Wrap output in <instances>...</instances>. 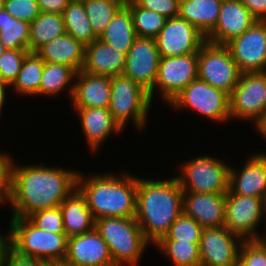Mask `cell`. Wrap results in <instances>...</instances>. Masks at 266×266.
<instances>
[{
	"label": "cell",
	"instance_id": "cell-1",
	"mask_svg": "<svg viewBox=\"0 0 266 266\" xmlns=\"http://www.w3.org/2000/svg\"><path fill=\"white\" fill-rule=\"evenodd\" d=\"M77 175V171L59 166H19L13 161L11 217L28 218L59 206L77 188Z\"/></svg>",
	"mask_w": 266,
	"mask_h": 266
},
{
	"label": "cell",
	"instance_id": "cell-2",
	"mask_svg": "<svg viewBox=\"0 0 266 266\" xmlns=\"http://www.w3.org/2000/svg\"><path fill=\"white\" fill-rule=\"evenodd\" d=\"M182 207L183 191L176 176L166 180L137 177L135 218L151 245L167 234Z\"/></svg>",
	"mask_w": 266,
	"mask_h": 266
},
{
	"label": "cell",
	"instance_id": "cell-3",
	"mask_svg": "<svg viewBox=\"0 0 266 266\" xmlns=\"http://www.w3.org/2000/svg\"><path fill=\"white\" fill-rule=\"evenodd\" d=\"M77 188L84 195L95 220L136 215L137 176L129 172L94 173L86 177L79 171Z\"/></svg>",
	"mask_w": 266,
	"mask_h": 266
},
{
	"label": "cell",
	"instance_id": "cell-4",
	"mask_svg": "<svg viewBox=\"0 0 266 266\" xmlns=\"http://www.w3.org/2000/svg\"><path fill=\"white\" fill-rule=\"evenodd\" d=\"M95 229L108 245L115 266H137L150 243L135 217H102Z\"/></svg>",
	"mask_w": 266,
	"mask_h": 266
},
{
	"label": "cell",
	"instance_id": "cell-5",
	"mask_svg": "<svg viewBox=\"0 0 266 266\" xmlns=\"http://www.w3.org/2000/svg\"><path fill=\"white\" fill-rule=\"evenodd\" d=\"M10 247L17 253L49 264L64 261L67 253L65 233H51L35 226L28 218L11 217Z\"/></svg>",
	"mask_w": 266,
	"mask_h": 266
},
{
	"label": "cell",
	"instance_id": "cell-6",
	"mask_svg": "<svg viewBox=\"0 0 266 266\" xmlns=\"http://www.w3.org/2000/svg\"><path fill=\"white\" fill-rule=\"evenodd\" d=\"M111 95L108 109L113 118L124 130L132 121L135 129H144L147 116L152 108L149 92L133 81L130 77L119 74L110 77Z\"/></svg>",
	"mask_w": 266,
	"mask_h": 266
},
{
	"label": "cell",
	"instance_id": "cell-7",
	"mask_svg": "<svg viewBox=\"0 0 266 266\" xmlns=\"http://www.w3.org/2000/svg\"><path fill=\"white\" fill-rule=\"evenodd\" d=\"M215 156H197L180 164L176 175L183 192L227 193L230 165Z\"/></svg>",
	"mask_w": 266,
	"mask_h": 266
},
{
	"label": "cell",
	"instance_id": "cell-8",
	"mask_svg": "<svg viewBox=\"0 0 266 266\" xmlns=\"http://www.w3.org/2000/svg\"><path fill=\"white\" fill-rule=\"evenodd\" d=\"M175 110L189 109L210 121H230V94L200 79L191 81L169 103Z\"/></svg>",
	"mask_w": 266,
	"mask_h": 266
},
{
	"label": "cell",
	"instance_id": "cell-9",
	"mask_svg": "<svg viewBox=\"0 0 266 266\" xmlns=\"http://www.w3.org/2000/svg\"><path fill=\"white\" fill-rule=\"evenodd\" d=\"M265 115L266 71L242 73L230 94V118L232 121L249 120L256 128Z\"/></svg>",
	"mask_w": 266,
	"mask_h": 266
},
{
	"label": "cell",
	"instance_id": "cell-10",
	"mask_svg": "<svg viewBox=\"0 0 266 266\" xmlns=\"http://www.w3.org/2000/svg\"><path fill=\"white\" fill-rule=\"evenodd\" d=\"M198 79L231 94L241 71L228 47L205 41L198 51Z\"/></svg>",
	"mask_w": 266,
	"mask_h": 266
},
{
	"label": "cell",
	"instance_id": "cell-11",
	"mask_svg": "<svg viewBox=\"0 0 266 266\" xmlns=\"http://www.w3.org/2000/svg\"><path fill=\"white\" fill-rule=\"evenodd\" d=\"M266 218L264 199L226 193L225 227L242 240H258V225Z\"/></svg>",
	"mask_w": 266,
	"mask_h": 266
},
{
	"label": "cell",
	"instance_id": "cell-12",
	"mask_svg": "<svg viewBox=\"0 0 266 266\" xmlns=\"http://www.w3.org/2000/svg\"><path fill=\"white\" fill-rule=\"evenodd\" d=\"M197 66L198 53L160 57L157 80L149 93L151 101L159 90L162 102L169 104L191 81L198 78Z\"/></svg>",
	"mask_w": 266,
	"mask_h": 266
},
{
	"label": "cell",
	"instance_id": "cell-13",
	"mask_svg": "<svg viewBox=\"0 0 266 266\" xmlns=\"http://www.w3.org/2000/svg\"><path fill=\"white\" fill-rule=\"evenodd\" d=\"M241 73L266 71V20L255 23L225 44Z\"/></svg>",
	"mask_w": 266,
	"mask_h": 266
},
{
	"label": "cell",
	"instance_id": "cell-14",
	"mask_svg": "<svg viewBox=\"0 0 266 266\" xmlns=\"http://www.w3.org/2000/svg\"><path fill=\"white\" fill-rule=\"evenodd\" d=\"M160 57H176L198 53L205 36L185 19L168 18L154 38Z\"/></svg>",
	"mask_w": 266,
	"mask_h": 266
},
{
	"label": "cell",
	"instance_id": "cell-15",
	"mask_svg": "<svg viewBox=\"0 0 266 266\" xmlns=\"http://www.w3.org/2000/svg\"><path fill=\"white\" fill-rule=\"evenodd\" d=\"M159 60L160 55L155 40L137 37L126 54L123 74L150 93L157 80Z\"/></svg>",
	"mask_w": 266,
	"mask_h": 266
},
{
	"label": "cell",
	"instance_id": "cell-16",
	"mask_svg": "<svg viewBox=\"0 0 266 266\" xmlns=\"http://www.w3.org/2000/svg\"><path fill=\"white\" fill-rule=\"evenodd\" d=\"M242 241L225 226L203 229L199 242L201 266H234Z\"/></svg>",
	"mask_w": 266,
	"mask_h": 266
},
{
	"label": "cell",
	"instance_id": "cell-17",
	"mask_svg": "<svg viewBox=\"0 0 266 266\" xmlns=\"http://www.w3.org/2000/svg\"><path fill=\"white\" fill-rule=\"evenodd\" d=\"M64 261L74 266H115L108 245L96 229L68 238Z\"/></svg>",
	"mask_w": 266,
	"mask_h": 266
},
{
	"label": "cell",
	"instance_id": "cell-18",
	"mask_svg": "<svg viewBox=\"0 0 266 266\" xmlns=\"http://www.w3.org/2000/svg\"><path fill=\"white\" fill-rule=\"evenodd\" d=\"M257 19L240 0L222 1L215 28L205 37L215 44H226L248 30Z\"/></svg>",
	"mask_w": 266,
	"mask_h": 266
},
{
	"label": "cell",
	"instance_id": "cell-19",
	"mask_svg": "<svg viewBox=\"0 0 266 266\" xmlns=\"http://www.w3.org/2000/svg\"><path fill=\"white\" fill-rule=\"evenodd\" d=\"M226 193L183 192V213L203 229L225 225Z\"/></svg>",
	"mask_w": 266,
	"mask_h": 266
},
{
	"label": "cell",
	"instance_id": "cell-20",
	"mask_svg": "<svg viewBox=\"0 0 266 266\" xmlns=\"http://www.w3.org/2000/svg\"><path fill=\"white\" fill-rule=\"evenodd\" d=\"M244 161L239 169L230 167V193L242 196H254L265 199L266 196V153H254Z\"/></svg>",
	"mask_w": 266,
	"mask_h": 266
},
{
	"label": "cell",
	"instance_id": "cell-21",
	"mask_svg": "<svg viewBox=\"0 0 266 266\" xmlns=\"http://www.w3.org/2000/svg\"><path fill=\"white\" fill-rule=\"evenodd\" d=\"M80 119L82 133L90 150L93 153L100 149V145L110 137L111 134H121L123 129L115 121L108 108H74Z\"/></svg>",
	"mask_w": 266,
	"mask_h": 266
},
{
	"label": "cell",
	"instance_id": "cell-22",
	"mask_svg": "<svg viewBox=\"0 0 266 266\" xmlns=\"http://www.w3.org/2000/svg\"><path fill=\"white\" fill-rule=\"evenodd\" d=\"M73 108H108L110 104V77L93 75L80 70L74 80Z\"/></svg>",
	"mask_w": 266,
	"mask_h": 266
},
{
	"label": "cell",
	"instance_id": "cell-23",
	"mask_svg": "<svg viewBox=\"0 0 266 266\" xmlns=\"http://www.w3.org/2000/svg\"><path fill=\"white\" fill-rule=\"evenodd\" d=\"M126 54L119 52L99 38L85 46L84 64L81 70L93 74L113 77L123 74Z\"/></svg>",
	"mask_w": 266,
	"mask_h": 266
},
{
	"label": "cell",
	"instance_id": "cell-24",
	"mask_svg": "<svg viewBox=\"0 0 266 266\" xmlns=\"http://www.w3.org/2000/svg\"><path fill=\"white\" fill-rule=\"evenodd\" d=\"M36 53L45 63H57L79 72L84 64L85 45L68 33L40 47Z\"/></svg>",
	"mask_w": 266,
	"mask_h": 266
},
{
	"label": "cell",
	"instance_id": "cell-25",
	"mask_svg": "<svg viewBox=\"0 0 266 266\" xmlns=\"http://www.w3.org/2000/svg\"><path fill=\"white\" fill-rule=\"evenodd\" d=\"M67 238L88 233L95 229V219L87 206L84 195L74 189L59 205Z\"/></svg>",
	"mask_w": 266,
	"mask_h": 266
},
{
	"label": "cell",
	"instance_id": "cell-26",
	"mask_svg": "<svg viewBox=\"0 0 266 266\" xmlns=\"http://www.w3.org/2000/svg\"><path fill=\"white\" fill-rule=\"evenodd\" d=\"M221 3L220 0H180L179 17L206 37L218 22Z\"/></svg>",
	"mask_w": 266,
	"mask_h": 266
},
{
	"label": "cell",
	"instance_id": "cell-27",
	"mask_svg": "<svg viewBox=\"0 0 266 266\" xmlns=\"http://www.w3.org/2000/svg\"><path fill=\"white\" fill-rule=\"evenodd\" d=\"M136 38L132 14L125 4L116 12L99 36L101 41L125 54L128 53Z\"/></svg>",
	"mask_w": 266,
	"mask_h": 266
},
{
	"label": "cell",
	"instance_id": "cell-28",
	"mask_svg": "<svg viewBox=\"0 0 266 266\" xmlns=\"http://www.w3.org/2000/svg\"><path fill=\"white\" fill-rule=\"evenodd\" d=\"M76 71L65 65L57 63H45L39 86V95L54 97L67 89V93L72 98ZM73 80V81H72Z\"/></svg>",
	"mask_w": 266,
	"mask_h": 266
},
{
	"label": "cell",
	"instance_id": "cell-29",
	"mask_svg": "<svg viewBox=\"0 0 266 266\" xmlns=\"http://www.w3.org/2000/svg\"><path fill=\"white\" fill-rule=\"evenodd\" d=\"M29 52H36L44 44L66 33L63 15L41 12L30 23Z\"/></svg>",
	"mask_w": 266,
	"mask_h": 266
},
{
	"label": "cell",
	"instance_id": "cell-30",
	"mask_svg": "<svg viewBox=\"0 0 266 266\" xmlns=\"http://www.w3.org/2000/svg\"><path fill=\"white\" fill-rule=\"evenodd\" d=\"M44 70V61L36 52H29L21 66L16 80L10 86L14 89L13 92L19 95L39 96V86L41 76Z\"/></svg>",
	"mask_w": 266,
	"mask_h": 266
},
{
	"label": "cell",
	"instance_id": "cell-31",
	"mask_svg": "<svg viewBox=\"0 0 266 266\" xmlns=\"http://www.w3.org/2000/svg\"><path fill=\"white\" fill-rule=\"evenodd\" d=\"M65 31L83 45L98 39L91 28L82 0H71L63 11Z\"/></svg>",
	"mask_w": 266,
	"mask_h": 266
},
{
	"label": "cell",
	"instance_id": "cell-32",
	"mask_svg": "<svg viewBox=\"0 0 266 266\" xmlns=\"http://www.w3.org/2000/svg\"><path fill=\"white\" fill-rule=\"evenodd\" d=\"M30 23L12 17L4 8L0 10V42L6 49L29 51Z\"/></svg>",
	"mask_w": 266,
	"mask_h": 266
},
{
	"label": "cell",
	"instance_id": "cell-33",
	"mask_svg": "<svg viewBox=\"0 0 266 266\" xmlns=\"http://www.w3.org/2000/svg\"><path fill=\"white\" fill-rule=\"evenodd\" d=\"M154 247L159 248L173 266H201L199 243L160 240Z\"/></svg>",
	"mask_w": 266,
	"mask_h": 266
},
{
	"label": "cell",
	"instance_id": "cell-34",
	"mask_svg": "<svg viewBox=\"0 0 266 266\" xmlns=\"http://www.w3.org/2000/svg\"><path fill=\"white\" fill-rule=\"evenodd\" d=\"M92 30L99 36L126 0H82Z\"/></svg>",
	"mask_w": 266,
	"mask_h": 266
},
{
	"label": "cell",
	"instance_id": "cell-35",
	"mask_svg": "<svg viewBox=\"0 0 266 266\" xmlns=\"http://www.w3.org/2000/svg\"><path fill=\"white\" fill-rule=\"evenodd\" d=\"M137 37L155 38L164 27L167 18L155 11L139 7L133 0H126Z\"/></svg>",
	"mask_w": 266,
	"mask_h": 266
},
{
	"label": "cell",
	"instance_id": "cell-36",
	"mask_svg": "<svg viewBox=\"0 0 266 266\" xmlns=\"http://www.w3.org/2000/svg\"><path fill=\"white\" fill-rule=\"evenodd\" d=\"M202 230L203 228L199 223L182 212L161 240L199 243Z\"/></svg>",
	"mask_w": 266,
	"mask_h": 266
},
{
	"label": "cell",
	"instance_id": "cell-37",
	"mask_svg": "<svg viewBox=\"0 0 266 266\" xmlns=\"http://www.w3.org/2000/svg\"><path fill=\"white\" fill-rule=\"evenodd\" d=\"M28 50L6 49L0 58V84L11 86L16 80Z\"/></svg>",
	"mask_w": 266,
	"mask_h": 266
},
{
	"label": "cell",
	"instance_id": "cell-38",
	"mask_svg": "<svg viewBox=\"0 0 266 266\" xmlns=\"http://www.w3.org/2000/svg\"><path fill=\"white\" fill-rule=\"evenodd\" d=\"M238 263L241 266H266V245L261 239L243 240L239 247Z\"/></svg>",
	"mask_w": 266,
	"mask_h": 266
},
{
	"label": "cell",
	"instance_id": "cell-39",
	"mask_svg": "<svg viewBox=\"0 0 266 266\" xmlns=\"http://www.w3.org/2000/svg\"><path fill=\"white\" fill-rule=\"evenodd\" d=\"M28 219L43 231L65 233L61 208L59 206L37 211L31 214Z\"/></svg>",
	"mask_w": 266,
	"mask_h": 266
},
{
	"label": "cell",
	"instance_id": "cell-40",
	"mask_svg": "<svg viewBox=\"0 0 266 266\" xmlns=\"http://www.w3.org/2000/svg\"><path fill=\"white\" fill-rule=\"evenodd\" d=\"M3 8L12 17L28 23L41 13L37 0H4Z\"/></svg>",
	"mask_w": 266,
	"mask_h": 266
},
{
	"label": "cell",
	"instance_id": "cell-41",
	"mask_svg": "<svg viewBox=\"0 0 266 266\" xmlns=\"http://www.w3.org/2000/svg\"><path fill=\"white\" fill-rule=\"evenodd\" d=\"M11 154L0 152V204H11L12 167L14 158ZM13 158V159H12Z\"/></svg>",
	"mask_w": 266,
	"mask_h": 266
},
{
	"label": "cell",
	"instance_id": "cell-42",
	"mask_svg": "<svg viewBox=\"0 0 266 266\" xmlns=\"http://www.w3.org/2000/svg\"><path fill=\"white\" fill-rule=\"evenodd\" d=\"M139 7L155 11L168 18L179 16L180 0H133Z\"/></svg>",
	"mask_w": 266,
	"mask_h": 266
},
{
	"label": "cell",
	"instance_id": "cell-43",
	"mask_svg": "<svg viewBox=\"0 0 266 266\" xmlns=\"http://www.w3.org/2000/svg\"><path fill=\"white\" fill-rule=\"evenodd\" d=\"M50 264L39 259L24 256L11 247L8 248L2 266H49Z\"/></svg>",
	"mask_w": 266,
	"mask_h": 266
},
{
	"label": "cell",
	"instance_id": "cell-44",
	"mask_svg": "<svg viewBox=\"0 0 266 266\" xmlns=\"http://www.w3.org/2000/svg\"><path fill=\"white\" fill-rule=\"evenodd\" d=\"M257 20H266V0H240Z\"/></svg>",
	"mask_w": 266,
	"mask_h": 266
},
{
	"label": "cell",
	"instance_id": "cell-45",
	"mask_svg": "<svg viewBox=\"0 0 266 266\" xmlns=\"http://www.w3.org/2000/svg\"><path fill=\"white\" fill-rule=\"evenodd\" d=\"M41 12L63 14L71 0H37Z\"/></svg>",
	"mask_w": 266,
	"mask_h": 266
},
{
	"label": "cell",
	"instance_id": "cell-46",
	"mask_svg": "<svg viewBox=\"0 0 266 266\" xmlns=\"http://www.w3.org/2000/svg\"><path fill=\"white\" fill-rule=\"evenodd\" d=\"M7 236H4L0 232V266H2L5 254L10 247V232L6 234Z\"/></svg>",
	"mask_w": 266,
	"mask_h": 266
},
{
	"label": "cell",
	"instance_id": "cell-47",
	"mask_svg": "<svg viewBox=\"0 0 266 266\" xmlns=\"http://www.w3.org/2000/svg\"><path fill=\"white\" fill-rule=\"evenodd\" d=\"M10 88L9 86L7 85H4V84H0V115L2 113V109H3V106H4V103H5V100H6V90Z\"/></svg>",
	"mask_w": 266,
	"mask_h": 266
},
{
	"label": "cell",
	"instance_id": "cell-48",
	"mask_svg": "<svg viewBox=\"0 0 266 266\" xmlns=\"http://www.w3.org/2000/svg\"><path fill=\"white\" fill-rule=\"evenodd\" d=\"M256 130L260 133L262 139L266 140V115L262 122L256 127Z\"/></svg>",
	"mask_w": 266,
	"mask_h": 266
},
{
	"label": "cell",
	"instance_id": "cell-49",
	"mask_svg": "<svg viewBox=\"0 0 266 266\" xmlns=\"http://www.w3.org/2000/svg\"><path fill=\"white\" fill-rule=\"evenodd\" d=\"M49 266H74V265L68 264L65 261H60V262L51 263Z\"/></svg>",
	"mask_w": 266,
	"mask_h": 266
},
{
	"label": "cell",
	"instance_id": "cell-50",
	"mask_svg": "<svg viewBox=\"0 0 266 266\" xmlns=\"http://www.w3.org/2000/svg\"><path fill=\"white\" fill-rule=\"evenodd\" d=\"M6 48L3 46V44L0 42V58L2 57V55L4 54Z\"/></svg>",
	"mask_w": 266,
	"mask_h": 266
},
{
	"label": "cell",
	"instance_id": "cell-51",
	"mask_svg": "<svg viewBox=\"0 0 266 266\" xmlns=\"http://www.w3.org/2000/svg\"><path fill=\"white\" fill-rule=\"evenodd\" d=\"M261 235V240H262V242L266 245V234L265 235H263V234H260Z\"/></svg>",
	"mask_w": 266,
	"mask_h": 266
},
{
	"label": "cell",
	"instance_id": "cell-52",
	"mask_svg": "<svg viewBox=\"0 0 266 266\" xmlns=\"http://www.w3.org/2000/svg\"><path fill=\"white\" fill-rule=\"evenodd\" d=\"M4 0H0V10L3 9Z\"/></svg>",
	"mask_w": 266,
	"mask_h": 266
},
{
	"label": "cell",
	"instance_id": "cell-53",
	"mask_svg": "<svg viewBox=\"0 0 266 266\" xmlns=\"http://www.w3.org/2000/svg\"><path fill=\"white\" fill-rule=\"evenodd\" d=\"M264 211H265V215H266V196H265V199H264Z\"/></svg>",
	"mask_w": 266,
	"mask_h": 266
},
{
	"label": "cell",
	"instance_id": "cell-54",
	"mask_svg": "<svg viewBox=\"0 0 266 266\" xmlns=\"http://www.w3.org/2000/svg\"><path fill=\"white\" fill-rule=\"evenodd\" d=\"M234 266H241L238 262Z\"/></svg>",
	"mask_w": 266,
	"mask_h": 266
}]
</instances>
